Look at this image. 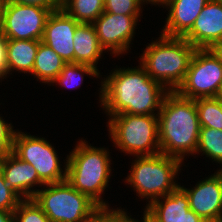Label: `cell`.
Returning <instances> with one entry per match:
<instances>
[{
  "instance_id": "5",
  "label": "cell",
  "mask_w": 222,
  "mask_h": 222,
  "mask_svg": "<svg viewBox=\"0 0 222 222\" xmlns=\"http://www.w3.org/2000/svg\"><path fill=\"white\" fill-rule=\"evenodd\" d=\"M181 160L163 153L137 156L125 181L134 187L139 197L152 201L170 194L180 185L174 179L181 170Z\"/></svg>"
},
{
  "instance_id": "31",
  "label": "cell",
  "mask_w": 222,
  "mask_h": 222,
  "mask_svg": "<svg viewBox=\"0 0 222 222\" xmlns=\"http://www.w3.org/2000/svg\"><path fill=\"white\" fill-rule=\"evenodd\" d=\"M6 42L7 39L0 32V79L7 77Z\"/></svg>"
},
{
  "instance_id": "9",
  "label": "cell",
  "mask_w": 222,
  "mask_h": 222,
  "mask_svg": "<svg viewBox=\"0 0 222 222\" xmlns=\"http://www.w3.org/2000/svg\"><path fill=\"white\" fill-rule=\"evenodd\" d=\"M12 152L21 160L31 164L45 184L67 179V163L63 171L55 148L45 138L34 137L16 130Z\"/></svg>"
},
{
  "instance_id": "6",
  "label": "cell",
  "mask_w": 222,
  "mask_h": 222,
  "mask_svg": "<svg viewBox=\"0 0 222 222\" xmlns=\"http://www.w3.org/2000/svg\"><path fill=\"white\" fill-rule=\"evenodd\" d=\"M108 120L109 136L122 152L137 156L161 153L158 114H117Z\"/></svg>"
},
{
  "instance_id": "7",
  "label": "cell",
  "mask_w": 222,
  "mask_h": 222,
  "mask_svg": "<svg viewBox=\"0 0 222 222\" xmlns=\"http://www.w3.org/2000/svg\"><path fill=\"white\" fill-rule=\"evenodd\" d=\"M34 201L50 222H86L100 207L86 194L74 189L67 181L45 184Z\"/></svg>"
},
{
  "instance_id": "12",
  "label": "cell",
  "mask_w": 222,
  "mask_h": 222,
  "mask_svg": "<svg viewBox=\"0 0 222 222\" xmlns=\"http://www.w3.org/2000/svg\"><path fill=\"white\" fill-rule=\"evenodd\" d=\"M180 187L187 194L190 210L205 222L222 221V168L192 189Z\"/></svg>"
},
{
  "instance_id": "18",
  "label": "cell",
  "mask_w": 222,
  "mask_h": 222,
  "mask_svg": "<svg viewBox=\"0 0 222 222\" xmlns=\"http://www.w3.org/2000/svg\"><path fill=\"white\" fill-rule=\"evenodd\" d=\"M145 209L159 222H180L190 207L187 194L179 186L170 194L147 204Z\"/></svg>"
},
{
  "instance_id": "13",
  "label": "cell",
  "mask_w": 222,
  "mask_h": 222,
  "mask_svg": "<svg viewBox=\"0 0 222 222\" xmlns=\"http://www.w3.org/2000/svg\"><path fill=\"white\" fill-rule=\"evenodd\" d=\"M183 38L197 49L222 43V0H210Z\"/></svg>"
},
{
  "instance_id": "21",
  "label": "cell",
  "mask_w": 222,
  "mask_h": 222,
  "mask_svg": "<svg viewBox=\"0 0 222 222\" xmlns=\"http://www.w3.org/2000/svg\"><path fill=\"white\" fill-rule=\"evenodd\" d=\"M61 8L79 23H93L104 12V0H61Z\"/></svg>"
},
{
  "instance_id": "29",
  "label": "cell",
  "mask_w": 222,
  "mask_h": 222,
  "mask_svg": "<svg viewBox=\"0 0 222 222\" xmlns=\"http://www.w3.org/2000/svg\"><path fill=\"white\" fill-rule=\"evenodd\" d=\"M13 126L5 122L0 116V158L5 157L13 150V137L16 130Z\"/></svg>"
},
{
  "instance_id": "33",
  "label": "cell",
  "mask_w": 222,
  "mask_h": 222,
  "mask_svg": "<svg viewBox=\"0 0 222 222\" xmlns=\"http://www.w3.org/2000/svg\"><path fill=\"white\" fill-rule=\"evenodd\" d=\"M0 222H14V211L0 210Z\"/></svg>"
},
{
  "instance_id": "26",
  "label": "cell",
  "mask_w": 222,
  "mask_h": 222,
  "mask_svg": "<svg viewBox=\"0 0 222 222\" xmlns=\"http://www.w3.org/2000/svg\"><path fill=\"white\" fill-rule=\"evenodd\" d=\"M145 2V0H104V11L121 15H140Z\"/></svg>"
},
{
  "instance_id": "37",
  "label": "cell",
  "mask_w": 222,
  "mask_h": 222,
  "mask_svg": "<svg viewBox=\"0 0 222 222\" xmlns=\"http://www.w3.org/2000/svg\"><path fill=\"white\" fill-rule=\"evenodd\" d=\"M146 1V4L147 3H150V4H153V5H159V4H162L165 0H145Z\"/></svg>"
},
{
  "instance_id": "23",
  "label": "cell",
  "mask_w": 222,
  "mask_h": 222,
  "mask_svg": "<svg viewBox=\"0 0 222 222\" xmlns=\"http://www.w3.org/2000/svg\"><path fill=\"white\" fill-rule=\"evenodd\" d=\"M199 152L222 166V130L200 127L196 154Z\"/></svg>"
},
{
  "instance_id": "36",
  "label": "cell",
  "mask_w": 222,
  "mask_h": 222,
  "mask_svg": "<svg viewBox=\"0 0 222 222\" xmlns=\"http://www.w3.org/2000/svg\"><path fill=\"white\" fill-rule=\"evenodd\" d=\"M6 4H7V0H0V20L3 16V12L5 10Z\"/></svg>"
},
{
  "instance_id": "1",
  "label": "cell",
  "mask_w": 222,
  "mask_h": 222,
  "mask_svg": "<svg viewBox=\"0 0 222 222\" xmlns=\"http://www.w3.org/2000/svg\"><path fill=\"white\" fill-rule=\"evenodd\" d=\"M139 66L116 68L101 82L100 105L109 116L160 112L164 96L169 90L153 80L141 64Z\"/></svg>"
},
{
  "instance_id": "20",
  "label": "cell",
  "mask_w": 222,
  "mask_h": 222,
  "mask_svg": "<svg viewBox=\"0 0 222 222\" xmlns=\"http://www.w3.org/2000/svg\"><path fill=\"white\" fill-rule=\"evenodd\" d=\"M66 62L51 47L40 42L32 75L43 83H50L60 74Z\"/></svg>"
},
{
  "instance_id": "34",
  "label": "cell",
  "mask_w": 222,
  "mask_h": 222,
  "mask_svg": "<svg viewBox=\"0 0 222 222\" xmlns=\"http://www.w3.org/2000/svg\"><path fill=\"white\" fill-rule=\"evenodd\" d=\"M143 214H144L143 215V221H141V222H159L146 209H145ZM133 222H140V221H137L136 219H133Z\"/></svg>"
},
{
  "instance_id": "4",
  "label": "cell",
  "mask_w": 222,
  "mask_h": 222,
  "mask_svg": "<svg viewBox=\"0 0 222 222\" xmlns=\"http://www.w3.org/2000/svg\"><path fill=\"white\" fill-rule=\"evenodd\" d=\"M109 157L106 148H96L80 140L66 159V180L100 208H109V204L101 199L112 174Z\"/></svg>"
},
{
  "instance_id": "14",
  "label": "cell",
  "mask_w": 222,
  "mask_h": 222,
  "mask_svg": "<svg viewBox=\"0 0 222 222\" xmlns=\"http://www.w3.org/2000/svg\"><path fill=\"white\" fill-rule=\"evenodd\" d=\"M78 24L62 8L52 11L46 21L41 41L66 63H74L73 37Z\"/></svg>"
},
{
  "instance_id": "16",
  "label": "cell",
  "mask_w": 222,
  "mask_h": 222,
  "mask_svg": "<svg viewBox=\"0 0 222 222\" xmlns=\"http://www.w3.org/2000/svg\"><path fill=\"white\" fill-rule=\"evenodd\" d=\"M209 1L165 0L161 5L169 8V15H167L161 34L168 37H183Z\"/></svg>"
},
{
  "instance_id": "24",
  "label": "cell",
  "mask_w": 222,
  "mask_h": 222,
  "mask_svg": "<svg viewBox=\"0 0 222 222\" xmlns=\"http://www.w3.org/2000/svg\"><path fill=\"white\" fill-rule=\"evenodd\" d=\"M84 74L92 77H98L100 72L89 65L66 63L60 74L51 83H59V85L67 88H76L81 85L84 79Z\"/></svg>"
},
{
  "instance_id": "11",
  "label": "cell",
  "mask_w": 222,
  "mask_h": 222,
  "mask_svg": "<svg viewBox=\"0 0 222 222\" xmlns=\"http://www.w3.org/2000/svg\"><path fill=\"white\" fill-rule=\"evenodd\" d=\"M140 15H121L103 12L92 24L104 50L122 55L130 48Z\"/></svg>"
},
{
  "instance_id": "35",
  "label": "cell",
  "mask_w": 222,
  "mask_h": 222,
  "mask_svg": "<svg viewBox=\"0 0 222 222\" xmlns=\"http://www.w3.org/2000/svg\"><path fill=\"white\" fill-rule=\"evenodd\" d=\"M211 49L217 54L222 63V43L214 45Z\"/></svg>"
},
{
  "instance_id": "15",
  "label": "cell",
  "mask_w": 222,
  "mask_h": 222,
  "mask_svg": "<svg viewBox=\"0 0 222 222\" xmlns=\"http://www.w3.org/2000/svg\"><path fill=\"white\" fill-rule=\"evenodd\" d=\"M0 170L4 180L22 199H33L39 189L31 190L34 185L44 186L36 169L18 158L13 152L2 158Z\"/></svg>"
},
{
  "instance_id": "28",
  "label": "cell",
  "mask_w": 222,
  "mask_h": 222,
  "mask_svg": "<svg viewBox=\"0 0 222 222\" xmlns=\"http://www.w3.org/2000/svg\"><path fill=\"white\" fill-rule=\"evenodd\" d=\"M22 200L6 183L0 170V210L14 211Z\"/></svg>"
},
{
  "instance_id": "3",
  "label": "cell",
  "mask_w": 222,
  "mask_h": 222,
  "mask_svg": "<svg viewBox=\"0 0 222 222\" xmlns=\"http://www.w3.org/2000/svg\"><path fill=\"white\" fill-rule=\"evenodd\" d=\"M196 50L197 48L183 37L161 34L158 40L149 43L145 48L140 64L153 80L169 91H176L184 82Z\"/></svg>"
},
{
  "instance_id": "2",
  "label": "cell",
  "mask_w": 222,
  "mask_h": 222,
  "mask_svg": "<svg viewBox=\"0 0 222 222\" xmlns=\"http://www.w3.org/2000/svg\"><path fill=\"white\" fill-rule=\"evenodd\" d=\"M158 122L161 153L181 161L187 154H196L200 123L195 100L169 91L162 101Z\"/></svg>"
},
{
  "instance_id": "17",
  "label": "cell",
  "mask_w": 222,
  "mask_h": 222,
  "mask_svg": "<svg viewBox=\"0 0 222 222\" xmlns=\"http://www.w3.org/2000/svg\"><path fill=\"white\" fill-rule=\"evenodd\" d=\"M74 63L85 64L97 69L103 51L98 40L95 26L91 23H79L73 37Z\"/></svg>"
},
{
  "instance_id": "10",
  "label": "cell",
  "mask_w": 222,
  "mask_h": 222,
  "mask_svg": "<svg viewBox=\"0 0 222 222\" xmlns=\"http://www.w3.org/2000/svg\"><path fill=\"white\" fill-rule=\"evenodd\" d=\"M52 9L7 1L0 20L1 33L6 39L41 40Z\"/></svg>"
},
{
  "instance_id": "19",
  "label": "cell",
  "mask_w": 222,
  "mask_h": 222,
  "mask_svg": "<svg viewBox=\"0 0 222 222\" xmlns=\"http://www.w3.org/2000/svg\"><path fill=\"white\" fill-rule=\"evenodd\" d=\"M40 42L41 40L7 39V74H10L12 70L32 74Z\"/></svg>"
},
{
  "instance_id": "8",
  "label": "cell",
  "mask_w": 222,
  "mask_h": 222,
  "mask_svg": "<svg viewBox=\"0 0 222 222\" xmlns=\"http://www.w3.org/2000/svg\"><path fill=\"white\" fill-rule=\"evenodd\" d=\"M222 85V63L211 49H197L184 82L176 92L188 99L217 97Z\"/></svg>"
},
{
  "instance_id": "22",
  "label": "cell",
  "mask_w": 222,
  "mask_h": 222,
  "mask_svg": "<svg viewBox=\"0 0 222 222\" xmlns=\"http://www.w3.org/2000/svg\"><path fill=\"white\" fill-rule=\"evenodd\" d=\"M200 127L222 130V101L215 98L195 100Z\"/></svg>"
},
{
  "instance_id": "32",
  "label": "cell",
  "mask_w": 222,
  "mask_h": 222,
  "mask_svg": "<svg viewBox=\"0 0 222 222\" xmlns=\"http://www.w3.org/2000/svg\"><path fill=\"white\" fill-rule=\"evenodd\" d=\"M180 222H205L199 217L193 210H189L188 213L182 218Z\"/></svg>"
},
{
  "instance_id": "30",
  "label": "cell",
  "mask_w": 222,
  "mask_h": 222,
  "mask_svg": "<svg viewBox=\"0 0 222 222\" xmlns=\"http://www.w3.org/2000/svg\"><path fill=\"white\" fill-rule=\"evenodd\" d=\"M17 4L41 6L56 11L61 8V0H7Z\"/></svg>"
},
{
  "instance_id": "27",
  "label": "cell",
  "mask_w": 222,
  "mask_h": 222,
  "mask_svg": "<svg viewBox=\"0 0 222 222\" xmlns=\"http://www.w3.org/2000/svg\"><path fill=\"white\" fill-rule=\"evenodd\" d=\"M86 222H133L124 209H98Z\"/></svg>"
},
{
  "instance_id": "38",
  "label": "cell",
  "mask_w": 222,
  "mask_h": 222,
  "mask_svg": "<svg viewBox=\"0 0 222 222\" xmlns=\"http://www.w3.org/2000/svg\"><path fill=\"white\" fill-rule=\"evenodd\" d=\"M217 98H219L222 101V85H221L220 91L217 95Z\"/></svg>"
},
{
  "instance_id": "25",
  "label": "cell",
  "mask_w": 222,
  "mask_h": 222,
  "mask_svg": "<svg viewBox=\"0 0 222 222\" xmlns=\"http://www.w3.org/2000/svg\"><path fill=\"white\" fill-rule=\"evenodd\" d=\"M14 222H50L34 199H23L14 210Z\"/></svg>"
}]
</instances>
